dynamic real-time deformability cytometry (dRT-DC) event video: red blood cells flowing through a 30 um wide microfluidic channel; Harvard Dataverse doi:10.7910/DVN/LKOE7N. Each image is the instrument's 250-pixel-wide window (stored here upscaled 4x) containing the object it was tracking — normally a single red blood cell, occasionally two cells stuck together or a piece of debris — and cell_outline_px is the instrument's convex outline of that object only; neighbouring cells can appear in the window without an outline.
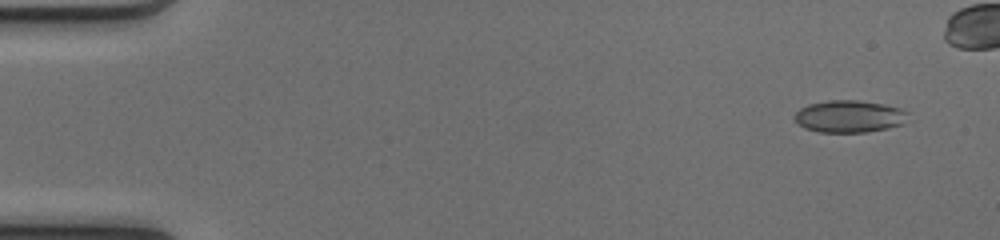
{"species": "common noctule bat (a hibernating species)", "species_latin": "Nyctalus noctula", "temperature_condition": "cold", "stored_images_in_passage": 12, "camera_frame_rate_fps": 3000, "um_per_image_px": 0.085, "animal": {"sex": "female", "body_mass_g": 17.0, "forearm_length_mm": 48.0}, "frame": {"image": 1, "passage_image": 4, "time_ms": 1.0, "image_size_px": [1000, 240], "cell_outline_px": [[908, 112], [904, 124], [888, 128], [868, 132], [816, 132], [804, 128], [792, 116], [800, 108], [808, 104], [828, 100], [856, 100], [884, 104], [900, 108]], "centroid_in_image_um": [72.18, 9.89], "position_along_channel_um": 12.8, "area_um2": 21.39}}